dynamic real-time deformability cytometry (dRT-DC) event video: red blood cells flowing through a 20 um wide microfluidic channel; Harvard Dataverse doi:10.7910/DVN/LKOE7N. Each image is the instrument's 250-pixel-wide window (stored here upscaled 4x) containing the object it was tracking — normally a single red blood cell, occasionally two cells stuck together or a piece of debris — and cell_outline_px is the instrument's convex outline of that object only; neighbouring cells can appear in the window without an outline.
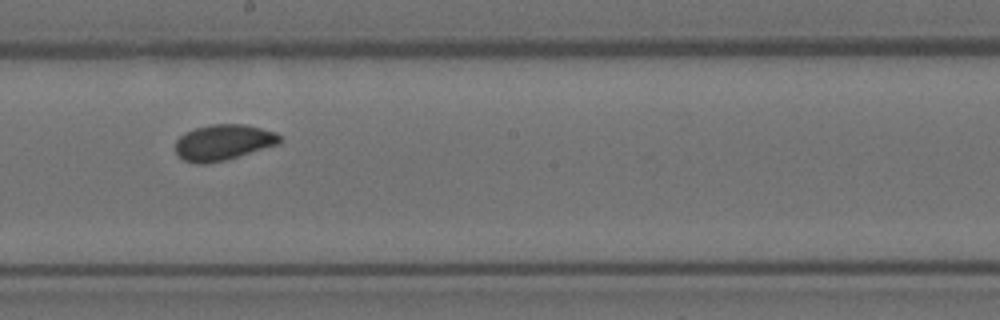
{"species": "Egyptian fruit bat (a non-hibernating species)", "species_latin": "Rousettus aegyptiacus", "temperature_condition": "room temperature", "stored_images_in_passage": 15, "camera_frame_rate_fps": 3000, "um_per_image_px": 0.085, "animal": {"sex": "female"}, "frame": {"image": 1, "passage_image": 9, "time_ms": 2.667, "image_size_px": [1000, 320], "cell_outline_px": [[280, 144], [224, 160], [204, 164], [196, 164], [184, 160], [176, 152], [176, 140], [184, 132], [208, 124], [244, 124], [276, 132], [280, 136]], "centroid_in_image_um": [18.97, 12.09], "position_along_channel_um": 229.2, "area_um2": 21.68}}
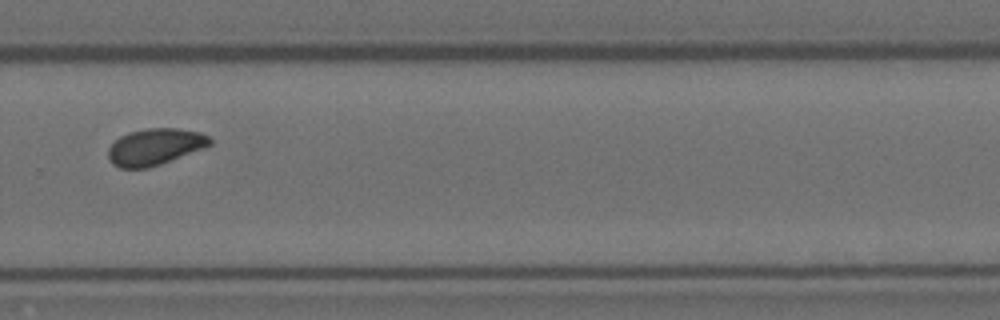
{"frame": {"image": 2, "passage_image": 11, "time_ms": 3.333, "image_size_px": [1000, 320], "cell_outline_px": [[212, 144], [204, 148], [160, 164], [148, 168], [120, 168], [112, 164], [108, 160], [108, 148], [120, 136], [128, 132], [148, 128], [176, 128], [200, 132], [208, 136], [212, 140]], "centroid_in_image_um": [13.16, 12.48], "position_along_channel_um": 316.6, "area_um2": 21.68}}